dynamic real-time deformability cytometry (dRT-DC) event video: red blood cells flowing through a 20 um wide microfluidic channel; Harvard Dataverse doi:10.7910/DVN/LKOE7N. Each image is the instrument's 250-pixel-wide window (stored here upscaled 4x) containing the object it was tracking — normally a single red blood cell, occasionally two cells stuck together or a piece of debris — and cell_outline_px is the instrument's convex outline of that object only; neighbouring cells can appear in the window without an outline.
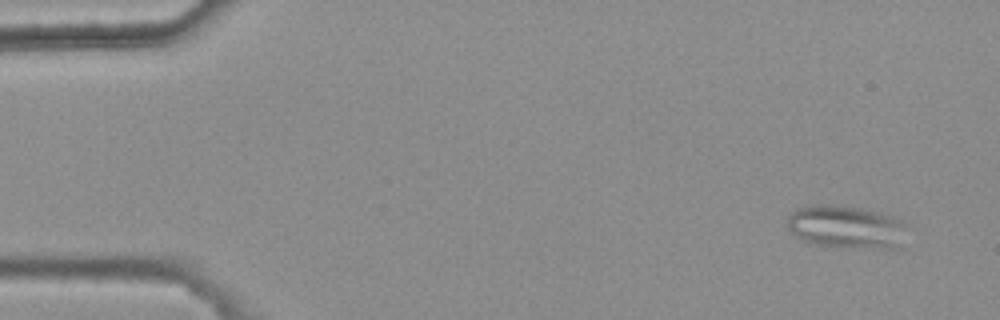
{"species": "common noctule bat (a hibernating species)", "species_latin": "Nyctalus noctula", "temperature_condition": "warm", "stored_images_in_passage": 3, "camera_frame_rate_fps": 3000, "um_per_image_px": 0.085, "animal": {"sex": "female", "body_mass_g": 25.1}, "frame": {"image": 1, "passage_image": 1, "time_ms": 0.0, "image_size_px": [1000, 320], "cell_outline_px": [[904, 228], [900, 248], [840, 248], [812, 244], [800, 240], [788, 228], [788, 216], [796, 208], [808, 204], [840, 204], [864, 208], [892, 216], [900, 220], [904, 224]], "centroid_in_image_um": [71.86, 19.28], "position_along_channel_um": 13.1, "area_um2": 30.52}}